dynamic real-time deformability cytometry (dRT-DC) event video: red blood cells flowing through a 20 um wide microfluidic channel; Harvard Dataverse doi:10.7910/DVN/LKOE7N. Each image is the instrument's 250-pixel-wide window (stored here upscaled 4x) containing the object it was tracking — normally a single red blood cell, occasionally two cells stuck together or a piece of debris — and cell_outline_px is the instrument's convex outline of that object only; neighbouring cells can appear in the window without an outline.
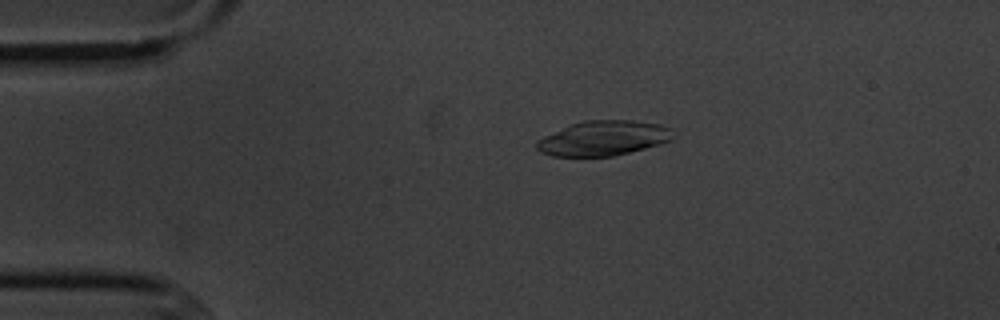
{"species": "common noctule bat (a hibernating species)", "species_latin": "Nyctalus noctula", "temperature_condition": "cold", "stored_images_in_passage": 2, "camera_frame_rate_fps": 3000, "um_per_image_px": 0.085, "animal": {"sex": "male", "body_mass_g": 20.1, "forearm_length_mm": 53.5}, "frame": {"image": 1, "passage_image": 1, "time_ms": 0.0, "image_size_px": [1000, 320], "cell_outline_px": [[672, 140], [660, 144], [612, 156], [552, 156], [540, 152], [536, 148], [536, 140], [544, 136], [572, 124], [584, 120], [632, 120], [660, 124], [672, 128]], "centroid_in_image_um": [51.28, 11.74], "position_along_channel_um": 33.7, "area_um2": 27.57}}